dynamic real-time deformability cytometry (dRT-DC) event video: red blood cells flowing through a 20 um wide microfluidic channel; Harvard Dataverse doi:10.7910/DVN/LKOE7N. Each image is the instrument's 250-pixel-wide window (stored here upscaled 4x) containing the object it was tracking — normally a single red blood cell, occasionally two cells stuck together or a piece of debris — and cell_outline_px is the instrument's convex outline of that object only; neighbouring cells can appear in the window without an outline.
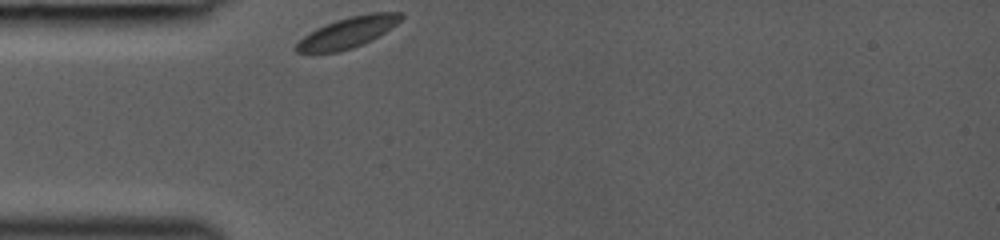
{"species": "common noctule bat (a hibernating species)", "species_latin": "Nyctalus noctula", "temperature_condition": "room temperature", "stored_images_in_passage": 27, "camera_frame_rate_fps": 3000, "um_per_image_px": 0.085, "animal": {"sex": "female", "body_mass_g": 19.0, "forearm_length_mm": 53.3}, "frame": {"image": 1, "passage_image": 1, "time_ms": 0.0, "image_size_px": [1000, 240], "cell_outline_px": [[404, 16], [396, 24], [372, 40], [352, 48], [340, 52], [296, 52], [296, 44], [304, 36], [316, 28], [336, 20], [368, 12], [400, 12]], "centroid_in_image_um": [29.58, 2.75], "position_along_channel_um": 55.4, "area_um2": 18.5}}
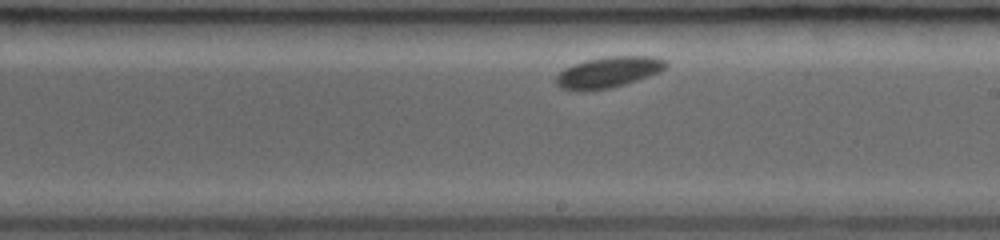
{"frame": {"image": 2, "passage_image": 15, "time_ms": 4.667, "image_size_px": [1000, 240], "cell_outline_px": [[668, 64], [660, 72], [612, 88], [584, 92], [576, 92], [560, 88], [556, 84], [556, 76], [564, 68], [588, 60], [608, 56], [652, 56], [664, 60]], "centroid_in_image_um": [51.67, 6.16], "position_along_channel_um": 237.3, "area_um2": 19.83}}
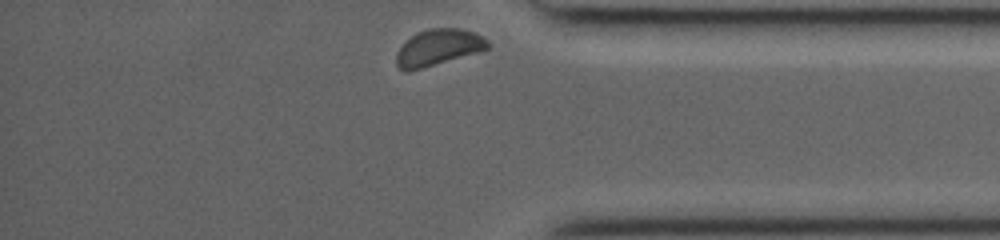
{"frame": {"image": 3, "passage_image": 27, "time_ms": 8.667, "image_size_px": [1000, 240], "cell_outline_px": [[488, 48], [476, 52], [408, 72], [404, 72], [396, 64], [396, 52], [416, 32], [428, 28], [460, 28], [472, 32], [488, 40]], "centroid_in_image_um": [37.2, 4.03], "position_along_channel_um": 398.0, "area_um2": 18.9}}